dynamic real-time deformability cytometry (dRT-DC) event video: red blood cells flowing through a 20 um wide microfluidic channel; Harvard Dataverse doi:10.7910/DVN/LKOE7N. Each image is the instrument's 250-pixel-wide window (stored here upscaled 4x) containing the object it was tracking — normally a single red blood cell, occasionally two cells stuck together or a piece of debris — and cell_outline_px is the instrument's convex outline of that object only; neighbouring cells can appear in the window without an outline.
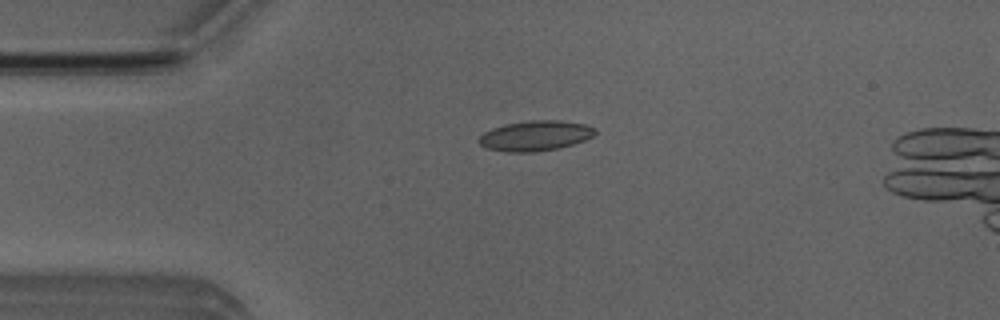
{"species": "Egyptian fruit bat (a non-hibernating species)", "species_latin": "Rousettus aegyptiacus", "temperature_condition": "room temperature", "stored_images_in_passage": 51, "camera_frame_rate_fps": 3000, "um_per_image_px": 0.085, "animal": {"sex": "male"}, "frame": {"image": 1, "passage_image": 12, "time_ms": 3.667, "image_size_px": [1000, 320], "cell_outline_px": [[596, 132], [592, 136], [584, 140], [572, 144], [556, 148], [532, 152], [508, 152], [488, 148], [480, 144], [476, 140], [484, 132], [492, 128], [504, 124], [532, 120], [560, 120], [584, 124], [596, 128]], "centroid_in_image_um": [45.48, 11.53], "position_along_channel_um": 39.5, "area_um2": 20.29}}
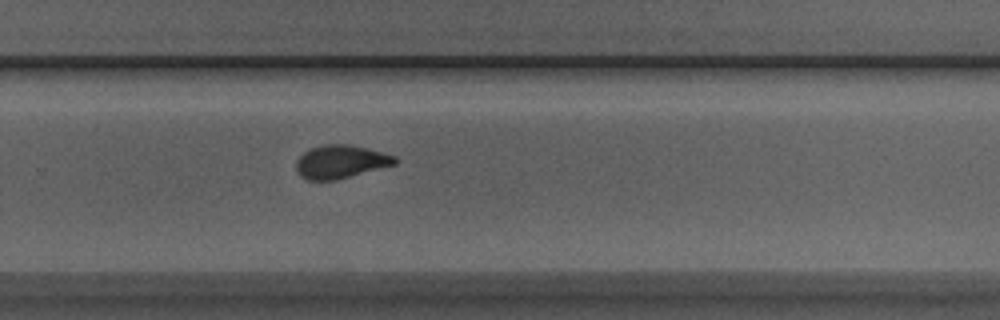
{"frame": {"image": 2, "passage_image": 34, "time_ms": 11.0, "image_size_px": [1000, 320], "cell_outline_px": [[400, 160], [396, 164], [336, 180], [308, 180], [300, 176], [296, 168], [296, 160], [304, 152], [312, 148], [324, 144], [348, 144], [396, 156]], "centroid_in_image_um": [28.95, 13.75], "position_along_channel_um": 300.8, "area_um2": 19.02}}
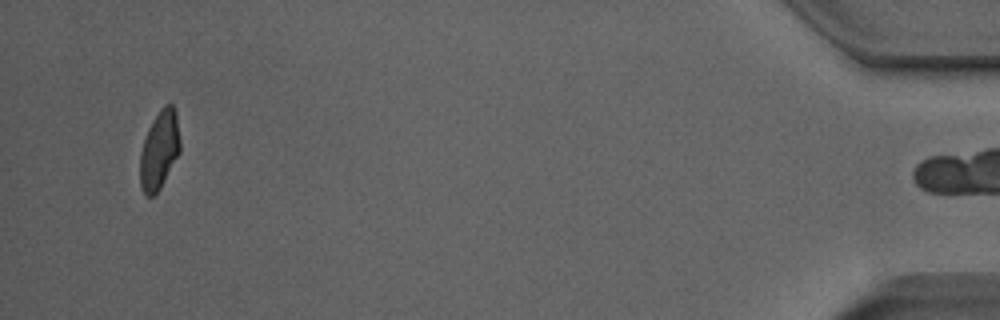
{"frame": {"image": 3, "passage_image": 50, "time_ms": 16.333, "image_size_px": [1000, 320], "cell_outline_px": [[180, 152], [160, 188], [152, 196], [148, 196], [144, 192], [140, 184], [140, 152], [148, 128], [160, 108], [164, 104], [172, 104], [176, 112], [180, 140]], "centroid_in_image_um": [13.55, 12.72], "position_along_channel_um": 421.7, "area_um2": 18.21}, "authors_computed_cell_mechanics": {"area_um2": 19.074, "velocity_mm_per_s": 3.9016, "shape_relaxation_time_tau1_ms": 9.2141, "shape_relaxation_time_tau2_ms": 1.1942, "deformation_change_tau1": 0.2089, "deformation_change_tau2": 0.0601}}